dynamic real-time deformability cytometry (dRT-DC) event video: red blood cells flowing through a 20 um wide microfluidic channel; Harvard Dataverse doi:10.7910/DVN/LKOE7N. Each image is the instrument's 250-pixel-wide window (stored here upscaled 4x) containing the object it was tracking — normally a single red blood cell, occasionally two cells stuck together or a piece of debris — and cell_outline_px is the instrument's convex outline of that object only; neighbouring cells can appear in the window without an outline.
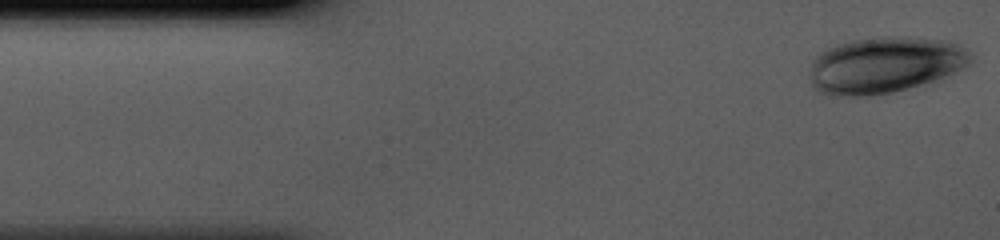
{"species": "human", "species_latin": "Homo sapiens", "temperature_condition": "cold", "stored_images_in_passage": 41, "camera_frame_rate_fps": 3000, "um_per_image_px": 0.085, "donor": {"sex": "male"}, "frame": {"image": 1, "passage_image": 1, "time_ms": 0.0, "image_size_px": [1000, 240], "cell_outline_px": [[972, 60], [968, 64], [936, 80], [908, 88], [892, 92], [868, 96], [828, 96], [816, 92], [812, 88], [812, 64], [816, 56], [820, 52], [836, 44], [852, 40], [876, 36], [908, 36], [948, 40], [964, 48], [972, 56]], "centroid_in_image_um": [75.18, 5.51], "position_along_channel_um": 9.8, "area_um2": 52.94}}
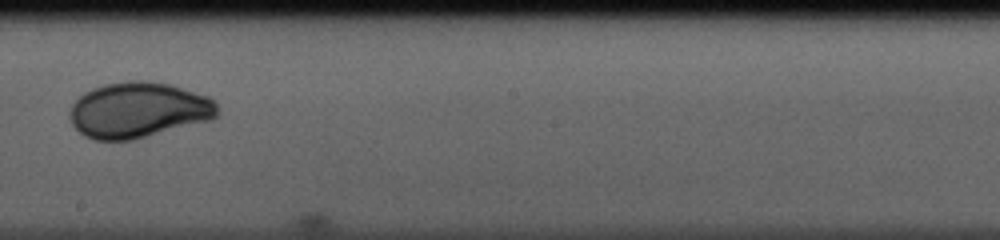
{"frame": {"image": 2, "passage_image": 23, "time_ms": 7.333, "image_size_px": [1000, 240], "cell_outline_px": [[220, 112], [212, 120], [132, 140], [92, 140], [84, 136], [72, 124], [72, 104], [84, 92], [92, 88], [104, 84], [132, 80], [148, 80], [172, 84], [208, 96], [216, 104]], "centroid_in_image_um": [11.8, 9.35], "position_along_channel_um": 236.4, "area_um2": 48.03}}
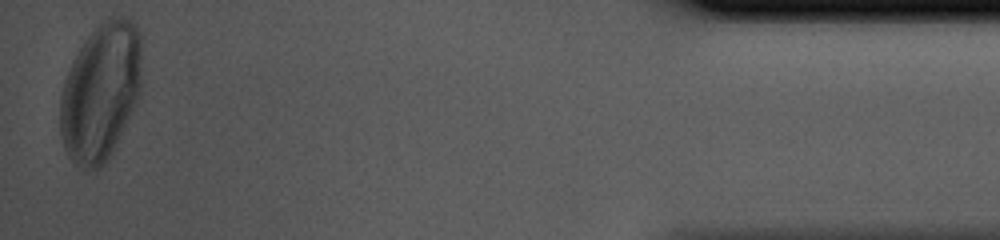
{"frame": {"image": 3, "passage_image": 41, "time_ms": 13.333, "image_size_px": [1000, 240], "cell_outline_px": [[140, 92], [112, 152], [108, 160], [100, 168], [84, 168], [76, 164], [68, 156], [64, 148], [60, 132], [60, 96], [68, 72], [80, 48], [88, 36], [104, 20], [112, 16], [128, 16], [132, 20], [140, 32]], "centroid_in_image_um": [8.55, 7.8], "position_along_channel_um": 426.6, "area_um2": 64.74}}